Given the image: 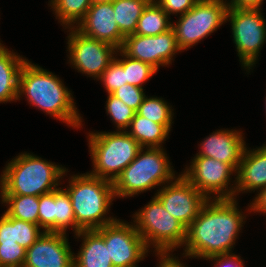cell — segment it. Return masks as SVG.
Here are the masks:
<instances>
[{"mask_svg": "<svg viewBox=\"0 0 266 267\" xmlns=\"http://www.w3.org/2000/svg\"><path fill=\"white\" fill-rule=\"evenodd\" d=\"M239 208L238 199H208L187 228L183 259L207 260L233 253L248 213L251 214L250 204L244 212Z\"/></svg>", "mask_w": 266, "mask_h": 267, "instance_id": "obj_1", "label": "cell"}, {"mask_svg": "<svg viewBox=\"0 0 266 267\" xmlns=\"http://www.w3.org/2000/svg\"><path fill=\"white\" fill-rule=\"evenodd\" d=\"M72 91L56 74L26 60L19 76L18 99L24 96L28 104L49 117L67 124L72 129H83L80 114ZM21 97V98H20Z\"/></svg>", "mask_w": 266, "mask_h": 267, "instance_id": "obj_2", "label": "cell"}, {"mask_svg": "<svg viewBox=\"0 0 266 267\" xmlns=\"http://www.w3.org/2000/svg\"><path fill=\"white\" fill-rule=\"evenodd\" d=\"M66 187L70 196L76 221V234L81 230H96L112 223L117 217L110 216V208L115 200L112 181L90 175L88 172L69 174ZM69 177V178H68ZM109 214V215H108Z\"/></svg>", "mask_w": 266, "mask_h": 267, "instance_id": "obj_3", "label": "cell"}, {"mask_svg": "<svg viewBox=\"0 0 266 267\" xmlns=\"http://www.w3.org/2000/svg\"><path fill=\"white\" fill-rule=\"evenodd\" d=\"M3 169L0 175V195L40 196L63 185V175L67 168L24 151L6 162Z\"/></svg>", "mask_w": 266, "mask_h": 267, "instance_id": "obj_4", "label": "cell"}, {"mask_svg": "<svg viewBox=\"0 0 266 267\" xmlns=\"http://www.w3.org/2000/svg\"><path fill=\"white\" fill-rule=\"evenodd\" d=\"M165 148H142L137 157L112 182L115 198L138 196L161 188L178 176ZM161 186V187H160Z\"/></svg>", "mask_w": 266, "mask_h": 267, "instance_id": "obj_5", "label": "cell"}, {"mask_svg": "<svg viewBox=\"0 0 266 267\" xmlns=\"http://www.w3.org/2000/svg\"><path fill=\"white\" fill-rule=\"evenodd\" d=\"M86 137L93 167L88 173L112 182L142 149L126 131H89Z\"/></svg>", "mask_w": 266, "mask_h": 267, "instance_id": "obj_6", "label": "cell"}, {"mask_svg": "<svg viewBox=\"0 0 266 267\" xmlns=\"http://www.w3.org/2000/svg\"><path fill=\"white\" fill-rule=\"evenodd\" d=\"M131 221L151 252L177 251L185 244L187 228L155 196L133 213Z\"/></svg>", "mask_w": 266, "mask_h": 267, "instance_id": "obj_7", "label": "cell"}, {"mask_svg": "<svg viewBox=\"0 0 266 267\" xmlns=\"http://www.w3.org/2000/svg\"><path fill=\"white\" fill-rule=\"evenodd\" d=\"M262 12V9L232 7L227 10L226 21L231 23L232 40L247 74L253 72L266 44V19Z\"/></svg>", "mask_w": 266, "mask_h": 267, "instance_id": "obj_8", "label": "cell"}, {"mask_svg": "<svg viewBox=\"0 0 266 267\" xmlns=\"http://www.w3.org/2000/svg\"><path fill=\"white\" fill-rule=\"evenodd\" d=\"M227 10L226 0H199L192 9L178 16L177 21H172L180 50L193 48L227 23Z\"/></svg>", "mask_w": 266, "mask_h": 267, "instance_id": "obj_9", "label": "cell"}, {"mask_svg": "<svg viewBox=\"0 0 266 267\" xmlns=\"http://www.w3.org/2000/svg\"><path fill=\"white\" fill-rule=\"evenodd\" d=\"M191 160L181 174L207 199H235L237 171L230 164L206 156Z\"/></svg>", "mask_w": 266, "mask_h": 267, "instance_id": "obj_10", "label": "cell"}, {"mask_svg": "<svg viewBox=\"0 0 266 267\" xmlns=\"http://www.w3.org/2000/svg\"><path fill=\"white\" fill-rule=\"evenodd\" d=\"M66 29L68 64L75 71L98 80L115 59L118 49L107 42L85 36L75 27Z\"/></svg>", "mask_w": 266, "mask_h": 267, "instance_id": "obj_11", "label": "cell"}, {"mask_svg": "<svg viewBox=\"0 0 266 267\" xmlns=\"http://www.w3.org/2000/svg\"><path fill=\"white\" fill-rule=\"evenodd\" d=\"M96 231L104 238L113 267H139L150 252L132 222L118 218Z\"/></svg>", "mask_w": 266, "mask_h": 267, "instance_id": "obj_12", "label": "cell"}, {"mask_svg": "<svg viewBox=\"0 0 266 267\" xmlns=\"http://www.w3.org/2000/svg\"><path fill=\"white\" fill-rule=\"evenodd\" d=\"M120 50L126 56L148 63L158 71L160 67H169L175 55L182 52L172 27L156 36L128 35Z\"/></svg>", "mask_w": 266, "mask_h": 267, "instance_id": "obj_13", "label": "cell"}, {"mask_svg": "<svg viewBox=\"0 0 266 267\" xmlns=\"http://www.w3.org/2000/svg\"><path fill=\"white\" fill-rule=\"evenodd\" d=\"M154 196L186 228L190 226L208 200L181 172L174 180L158 189Z\"/></svg>", "mask_w": 266, "mask_h": 267, "instance_id": "obj_14", "label": "cell"}, {"mask_svg": "<svg viewBox=\"0 0 266 267\" xmlns=\"http://www.w3.org/2000/svg\"><path fill=\"white\" fill-rule=\"evenodd\" d=\"M68 235L43 232L36 242L26 249L22 267H74V252Z\"/></svg>", "mask_w": 266, "mask_h": 267, "instance_id": "obj_15", "label": "cell"}, {"mask_svg": "<svg viewBox=\"0 0 266 267\" xmlns=\"http://www.w3.org/2000/svg\"><path fill=\"white\" fill-rule=\"evenodd\" d=\"M240 129H216L204 138L195 156H206L230 164L236 171L241 162L243 152L248 144Z\"/></svg>", "mask_w": 266, "mask_h": 267, "instance_id": "obj_16", "label": "cell"}, {"mask_svg": "<svg viewBox=\"0 0 266 267\" xmlns=\"http://www.w3.org/2000/svg\"><path fill=\"white\" fill-rule=\"evenodd\" d=\"M75 28L85 36L107 42L117 49L122 47L125 38L115 20L112 0L92 4Z\"/></svg>", "mask_w": 266, "mask_h": 267, "instance_id": "obj_17", "label": "cell"}, {"mask_svg": "<svg viewBox=\"0 0 266 267\" xmlns=\"http://www.w3.org/2000/svg\"><path fill=\"white\" fill-rule=\"evenodd\" d=\"M266 187V143L251 148L246 146L236 172L235 199L239 194L256 193Z\"/></svg>", "mask_w": 266, "mask_h": 267, "instance_id": "obj_18", "label": "cell"}, {"mask_svg": "<svg viewBox=\"0 0 266 267\" xmlns=\"http://www.w3.org/2000/svg\"><path fill=\"white\" fill-rule=\"evenodd\" d=\"M74 237L82 241L74 253V267H113L104 238L96 230H81Z\"/></svg>", "mask_w": 266, "mask_h": 267, "instance_id": "obj_19", "label": "cell"}, {"mask_svg": "<svg viewBox=\"0 0 266 267\" xmlns=\"http://www.w3.org/2000/svg\"><path fill=\"white\" fill-rule=\"evenodd\" d=\"M27 59L5 44L0 46V103L17 101L20 71Z\"/></svg>", "mask_w": 266, "mask_h": 267, "instance_id": "obj_20", "label": "cell"}, {"mask_svg": "<svg viewBox=\"0 0 266 267\" xmlns=\"http://www.w3.org/2000/svg\"><path fill=\"white\" fill-rule=\"evenodd\" d=\"M126 132L133 137L142 148H162L170 131L162 124L152 122L137 112Z\"/></svg>", "mask_w": 266, "mask_h": 267, "instance_id": "obj_21", "label": "cell"}, {"mask_svg": "<svg viewBox=\"0 0 266 267\" xmlns=\"http://www.w3.org/2000/svg\"><path fill=\"white\" fill-rule=\"evenodd\" d=\"M171 27V17L168 16L155 0H151L142 12L134 34L156 36L169 30Z\"/></svg>", "mask_w": 266, "mask_h": 267, "instance_id": "obj_22", "label": "cell"}, {"mask_svg": "<svg viewBox=\"0 0 266 267\" xmlns=\"http://www.w3.org/2000/svg\"><path fill=\"white\" fill-rule=\"evenodd\" d=\"M151 0H112L115 20L121 34H134L143 10Z\"/></svg>", "mask_w": 266, "mask_h": 267, "instance_id": "obj_23", "label": "cell"}, {"mask_svg": "<svg viewBox=\"0 0 266 267\" xmlns=\"http://www.w3.org/2000/svg\"><path fill=\"white\" fill-rule=\"evenodd\" d=\"M0 204L10 217L38 225L39 196L0 195Z\"/></svg>", "mask_w": 266, "mask_h": 267, "instance_id": "obj_24", "label": "cell"}, {"mask_svg": "<svg viewBox=\"0 0 266 267\" xmlns=\"http://www.w3.org/2000/svg\"><path fill=\"white\" fill-rule=\"evenodd\" d=\"M48 3L63 29L76 27L92 5L91 0H50Z\"/></svg>", "mask_w": 266, "mask_h": 267, "instance_id": "obj_25", "label": "cell"}, {"mask_svg": "<svg viewBox=\"0 0 266 267\" xmlns=\"http://www.w3.org/2000/svg\"><path fill=\"white\" fill-rule=\"evenodd\" d=\"M162 97L146 95L137 113L152 122L164 125L170 132L174 123V108Z\"/></svg>", "mask_w": 266, "mask_h": 267, "instance_id": "obj_26", "label": "cell"}, {"mask_svg": "<svg viewBox=\"0 0 266 267\" xmlns=\"http://www.w3.org/2000/svg\"><path fill=\"white\" fill-rule=\"evenodd\" d=\"M55 233L68 234L70 228L76 235V221L73 212L70 196L67 191L60 186L55 190Z\"/></svg>", "mask_w": 266, "mask_h": 267, "instance_id": "obj_27", "label": "cell"}, {"mask_svg": "<svg viewBox=\"0 0 266 267\" xmlns=\"http://www.w3.org/2000/svg\"><path fill=\"white\" fill-rule=\"evenodd\" d=\"M123 69L126 77V84L144 88V84L149 81L158 70L152 65L126 56L123 53Z\"/></svg>", "mask_w": 266, "mask_h": 267, "instance_id": "obj_28", "label": "cell"}, {"mask_svg": "<svg viewBox=\"0 0 266 267\" xmlns=\"http://www.w3.org/2000/svg\"><path fill=\"white\" fill-rule=\"evenodd\" d=\"M106 99V113L115 125V131H126L136 112L112 94H107Z\"/></svg>", "mask_w": 266, "mask_h": 267, "instance_id": "obj_29", "label": "cell"}, {"mask_svg": "<svg viewBox=\"0 0 266 267\" xmlns=\"http://www.w3.org/2000/svg\"><path fill=\"white\" fill-rule=\"evenodd\" d=\"M97 81H100L104 85L103 87H105L104 89L107 94L113 93L116 89L126 84L123 69V52L120 49H118L115 59L109 64Z\"/></svg>", "mask_w": 266, "mask_h": 267, "instance_id": "obj_30", "label": "cell"}, {"mask_svg": "<svg viewBox=\"0 0 266 267\" xmlns=\"http://www.w3.org/2000/svg\"><path fill=\"white\" fill-rule=\"evenodd\" d=\"M55 190L39 196L38 225L44 232H55Z\"/></svg>", "mask_w": 266, "mask_h": 267, "instance_id": "obj_31", "label": "cell"}, {"mask_svg": "<svg viewBox=\"0 0 266 267\" xmlns=\"http://www.w3.org/2000/svg\"><path fill=\"white\" fill-rule=\"evenodd\" d=\"M44 231L39 225L14 218V241L28 249Z\"/></svg>", "mask_w": 266, "mask_h": 267, "instance_id": "obj_32", "label": "cell"}, {"mask_svg": "<svg viewBox=\"0 0 266 267\" xmlns=\"http://www.w3.org/2000/svg\"><path fill=\"white\" fill-rule=\"evenodd\" d=\"M26 249L17 242L0 243V267H22Z\"/></svg>", "mask_w": 266, "mask_h": 267, "instance_id": "obj_33", "label": "cell"}, {"mask_svg": "<svg viewBox=\"0 0 266 267\" xmlns=\"http://www.w3.org/2000/svg\"><path fill=\"white\" fill-rule=\"evenodd\" d=\"M144 88H139L134 85L125 84L120 88L116 89L112 95L116 98H119L124 104L129 106L135 112L139 109V106L142 104L146 93Z\"/></svg>", "mask_w": 266, "mask_h": 267, "instance_id": "obj_34", "label": "cell"}, {"mask_svg": "<svg viewBox=\"0 0 266 267\" xmlns=\"http://www.w3.org/2000/svg\"><path fill=\"white\" fill-rule=\"evenodd\" d=\"M157 4L168 14L181 16L192 9L199 0H155Z\"/></svg>", "mask_w": 266, "mask_h": 267, "instance_id": "obj_35", "label": "cell"}, {"mask_svg": "<svg viewBox=\"0 0 266 267\" xmlns=\"http://www.w3.org/2000/svg\"><path fill=\"white\" fill-rule=\"evenodd\" d=\"M212 263L213 267H245V261L237 253L212 256L207 261Z\"/></svg>", "mask_w": 266, "mask_h": 267, "instance_id": "obj_36", "label": "cell"}, {"mask_svg": "<svg viewBox=\"0 0 266 267\" xmlns=\"http://www.w3.org/2000/svg\"><path fill=\"white\" fill-rule=\"evenodd\" d=\"M155 253L154 255L157 257L158 263L156 267H188L186 262L184 263L183 260L181 261V257H176L174 251H152ZM175 255V256H174Z\"/></svg>", "mask_w": 266, "mask_h": 267, "instance_id": "obj_37", "label": "cell"}, {"mask_svg": "<svg viewBox=\"0 0 266 267\" xmlns=\"http://www.w3.org/2000/svg\"><path fill=\"white\" fill-rule=\"evenodd\" d=\"M14 218L4 210L0 216V243H14Z\"/></svg>", "mask_w": 266, "mask_h": 267, "instance_id": "obj_38", "label": "cell"}, {"mask_svg": "<svg viewBox=\"0 0 266 267\" xmlns=\"http://www.w3.org/2000/svg\"><path fill=\"white\" fill-rule=\"evenodd\" d=\"M255 196L250 200V212L266 215V187L260 189Z\"/></svg>", "mask_w": 266, "mask_h": 267, "instance_id": "obj_39", "label": "cell"}, {"mask_svg": "<svg viewBox=\"0 0 266 267\" xmlns=\"http://www.w3.org/2000/svg\"><path fill=\"white\" fill-rule=\"evenodd\" d=\"M264 0H226L228 7L240 9H263Z\"/></svg>", "mask_w": 266, "mask_h": 267, "instance_id": "obj_40", "label": "cell"}, {"mask_svg": "<svg viewBox=\"0 0 266 267\" xmlns=\"http://www.w3.org/2000/svg\"><path fill=\"white\" fill-rule=\"evenodd\" d=\"M109 1H111V0H91V4L109 2Z\"/></svg>", "mask_w": 266, "mask_h": 267, "instance_id": "obj_41", "label": "cell"}, {"mask_svg": "<svg viewBox=\"0 0 266 267\" xmlns=\"http://www.w3.org/2000/svg\"><path fill=\"white\" fill-rule=\"evenodd\" d=\"M265 113H266V96H265Z\"/></svg>", "mask_w": 266, "mask_h": 267, "instance_id": "obj_42", "label": "cell"}]
</instances>
